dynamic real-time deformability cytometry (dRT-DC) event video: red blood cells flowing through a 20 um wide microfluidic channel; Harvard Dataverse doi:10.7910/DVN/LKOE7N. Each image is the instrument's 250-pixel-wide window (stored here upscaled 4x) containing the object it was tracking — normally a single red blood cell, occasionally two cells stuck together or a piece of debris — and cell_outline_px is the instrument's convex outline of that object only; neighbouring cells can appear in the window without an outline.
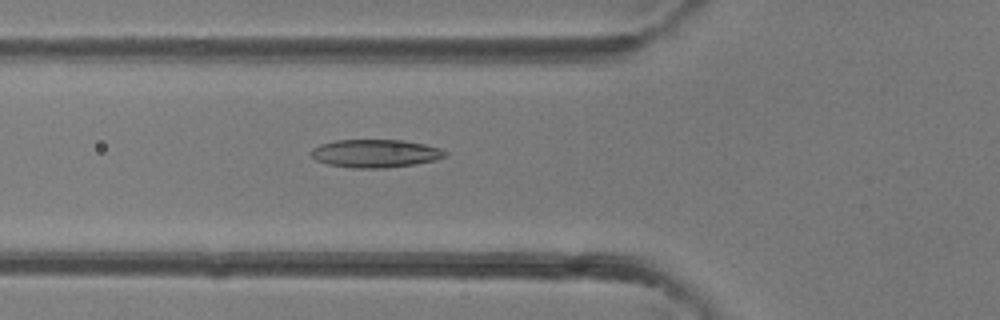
{"species": "common noctule bat (a hibernating species)", "species_latin": "Nyctalus noctula", "temperature_condition": "room temperature", "stored_images_in_passage": 36, "camera_frame_rate_fps": 3000, "um_per_image_px": 0.085, "animal": {"sex": "female"}, "frame": {"image": 1, "passage_image": 10, "time_ms": 3.0, "image_size_px": [1000, 320], "cell_outline_px": [[448, 156], [436, 160], [412, 164], [384, 168], [352, 168], [328, 164], [316, 160], [308, 152], [312, 148], [320, 144], [336, 140], [404, 140], [424, 144], [440, 148], [448, 152]], "centroid_in_image_um": [31.9, 13.04], "position_along_channel_um": 93.9, "area_um2": 22.02}}
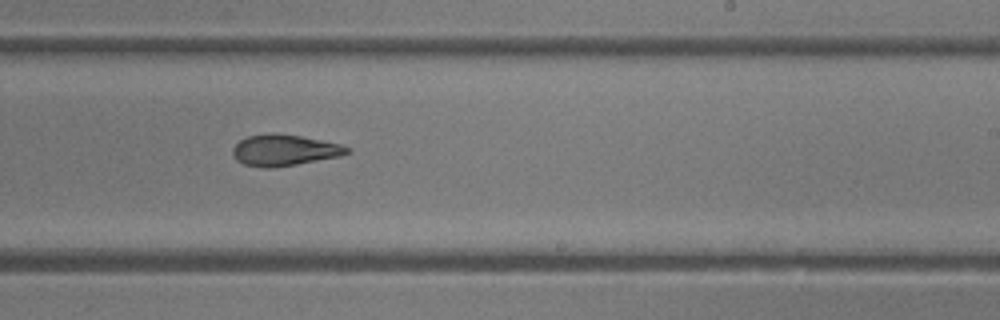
{"frame": {"image": 2, "passage_image": 20, "time_ms": 6.333, "image_size_px": [1000, 320], "cell_outline_px": [[352, 152], [340, 156], [296, 164], [272, 168], [264, 168], [244, 164], [236, 160], [232, 152], [232, 148], [240, 140], [248, 136], [272, 132], [276, 132], [300, 136], [340, 144], [348, 148]], "centroid_in_image_um": [24.14, 12.76], "position_along_channel_um": 264.9, "area_um2": 20.75}}
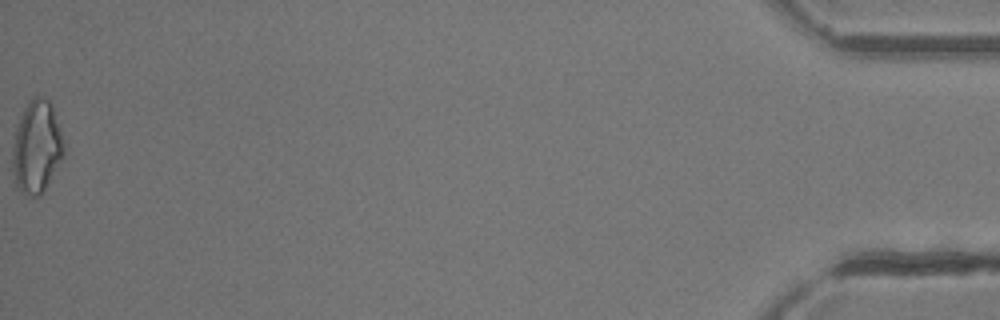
{"frame": {"image": 3, "passage_image": 36, "time_ms": 11.667, "image_size_px": [1000, 320], "cell_outline_px": [[64, 152], [40, 196], [32, 196], [16, 188], [12, 172], [12, 148], [16, 124], [24, 108], [32, 96], [44, 96], [52, 104], [64, 144]], "centroid_in_image_um": [3.07, 12.45], "position_along_channel_um": 432.1, "area_um2": 27.51}}